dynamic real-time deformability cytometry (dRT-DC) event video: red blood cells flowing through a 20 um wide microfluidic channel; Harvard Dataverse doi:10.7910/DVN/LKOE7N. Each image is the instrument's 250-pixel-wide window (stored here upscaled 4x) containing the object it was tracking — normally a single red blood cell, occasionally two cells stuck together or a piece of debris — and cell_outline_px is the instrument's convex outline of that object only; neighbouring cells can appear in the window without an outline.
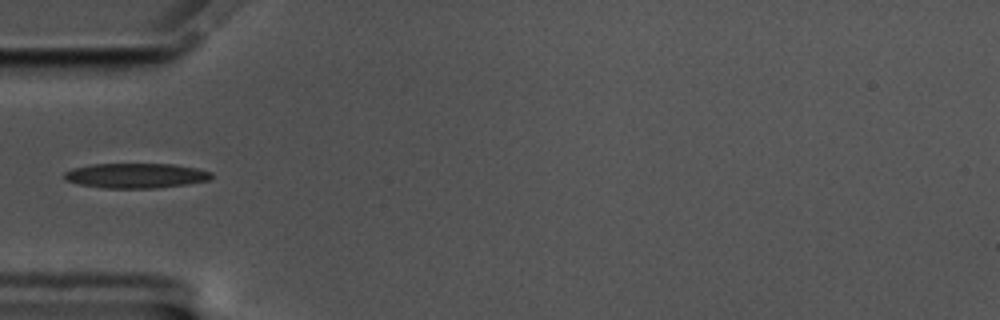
{"species": "common noctule bat (a hibernating species)", "species_latin": "Nyctalus noctula", "temperature_condition": "cold", "stored_images_in_passage": 40, "camera_frame_rate_fps": 3000, "um_per_image_px": 0.085, "animal": {"sex": "male", "body_mass_g": 17.5, "forearm_length_mm": 52.3}, "frame": {"image": 1, "passage_image": 1, "time_ms": 0.0, "image_size_px": [1000, 320], "cell_outline_px": [[212, 176], [208, 180], [184, 184], [156, 188], [104, 188], [80, 184], [68, 180], [64, 176], [64, 172], [72, 168], [92, 164], [172, 164], [196, 168], [212, 172]], "centroid_in_image_um": [11.54, 14.92], "position_along_channel_um": 73.5, "area_um2": 21.1}}
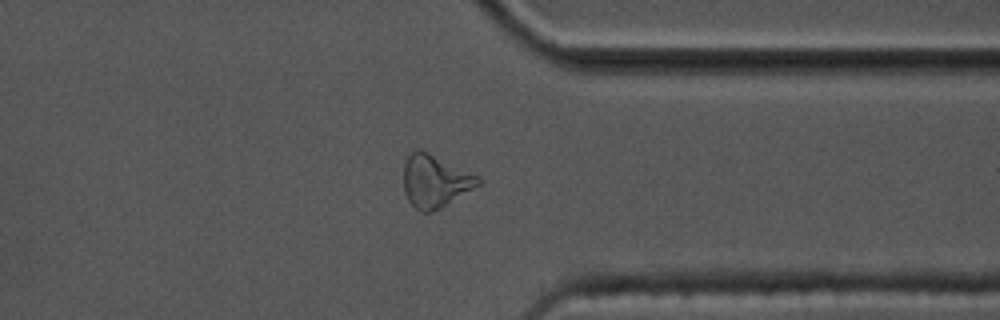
{"frame": {"image": 2, "passage_image": 27, "time_ms": 8.667, "image_size_px": [1000, 320], "cell_outline_px": [[480, 184], [440, 208], [432, 212], [420, 212], [408, 200], [404, 192], [404, 164], [408, 156], [416, 148], [420, 148], [480, 176]], "centroid_in_image_um": [36.96, 15.38], "position_along_channel_um": 374.4, "area_um2": 22.77}}
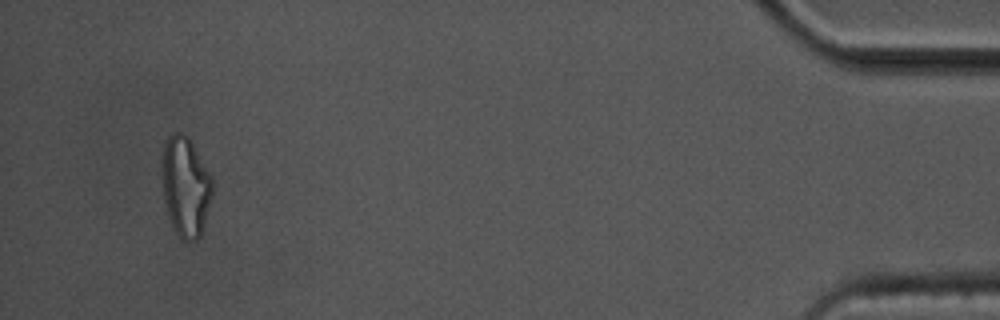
{"frame": {"image": 3, "passage_image": 37, "time_ms": 12.0, "image_size_px": [1000, 320], "cell_outline_px": [[212, 196], [200, 236], [196, 240], [184, 240], [172, 228], [168, 216], [164, 200], [160, 168], [164, 144], [168, 136], [172, 132], [180, 132], [188, 136], [192, 140], [212, 176]], "centroid_in_image_um": [15.75, 15.79], "position_along_channel_um": 419.5, "area_um2": 29.82}}